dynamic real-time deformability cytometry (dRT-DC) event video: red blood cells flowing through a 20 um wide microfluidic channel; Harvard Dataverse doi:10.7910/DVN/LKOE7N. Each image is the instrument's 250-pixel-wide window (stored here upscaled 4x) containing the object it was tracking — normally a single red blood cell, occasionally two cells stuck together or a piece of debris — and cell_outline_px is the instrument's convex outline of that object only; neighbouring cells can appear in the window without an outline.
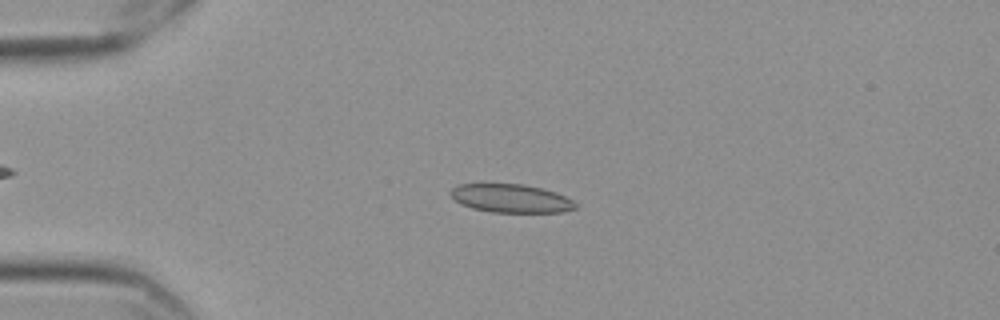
{"species": "Egyptian fruit bat (a non-hibernating species)", "species_latin": "Rousettus aegyptiacus", "temperature_condition": "cold", "stored_images_in_passage": 57, "camera_frame_rate_fps": 3000, "um_per_image_px": 0.085, "frame": {"image": 1, "passage_image": 14, "time_ms": 4.333, "image_size_px": [1000, 320], "cell_outline_px": [[576, 208], [564, 212], [492, 212], [472, 208], [460, 204], [448, 192], [452, 188], [460, 184], [524, 184], [556, 192], [572, 200], [576, 204]], "centroid_in_image_um": [43.42, 16.86], "position_along_channel_um": 41.6, "area_um2": 20.58}}
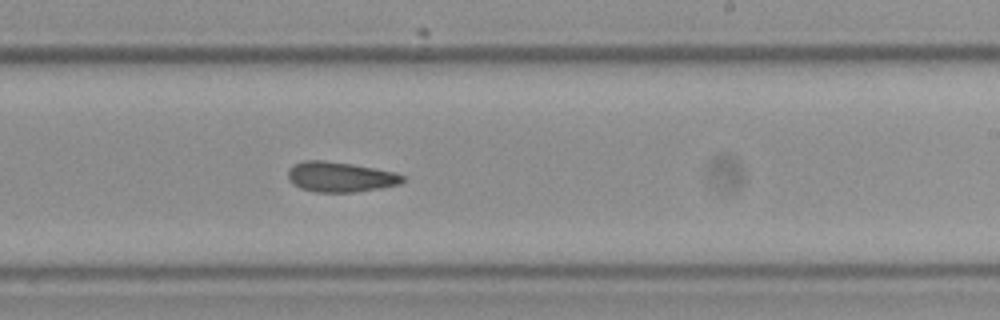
{"frame": {"image": 2, "passage_image": 35, "time_ms": 11.333, "image_size_px": [1000, 320], "cell_outline_px": [[404, 180], [400, 184], [380, 188], [356, 192], [316, 192], [300, 188], [292, 184], [288, 180], [288, 168], [292, 164], [304, 160], [324, 160], [352, 164], [396, 172], [404, 176]], "centroid_in_image_um": [28.88, 15.03], "position_along_channel_um": 260.1, "area_um2": 20.35}}
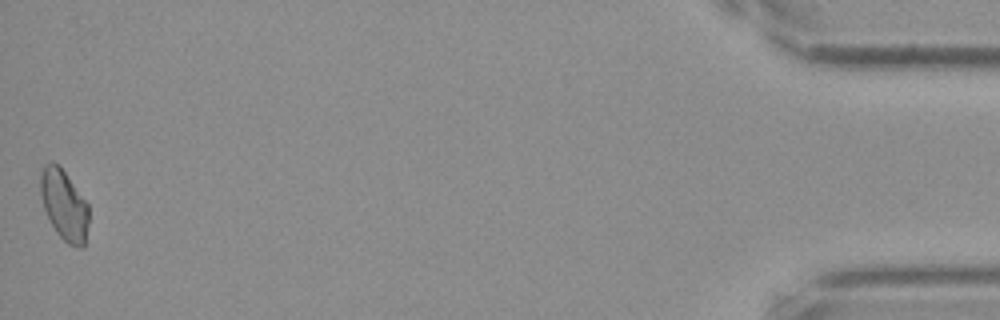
{"frame": {"image": 3, "passage_image": 57, "time_ms": 18.667, "image_size_px": [1000, 320], "cell_outline_px": [[88, 224], [84, 248], [80, 248], [68, 244], [56, 232], [44, 208], [40, 192], [40, 176], [44, 164], [56, 164], [64, 172], [88, 204]], "centroid_in_image_um": [5.46, 17.48], "position_along_channel_um": 429.7, "area_um2": 19.36}, "authors_computed_cell_mechanics": {"area_um2": 20.519, "velocity_mm_per_s": 3.5382, "shape_relaxation_time_tau1_ms": null, "shape_relaxation_time_tau2_ms": 3.3719, "deformation_change_tau1": null, "deformation_change_tau2": 0.0755}}